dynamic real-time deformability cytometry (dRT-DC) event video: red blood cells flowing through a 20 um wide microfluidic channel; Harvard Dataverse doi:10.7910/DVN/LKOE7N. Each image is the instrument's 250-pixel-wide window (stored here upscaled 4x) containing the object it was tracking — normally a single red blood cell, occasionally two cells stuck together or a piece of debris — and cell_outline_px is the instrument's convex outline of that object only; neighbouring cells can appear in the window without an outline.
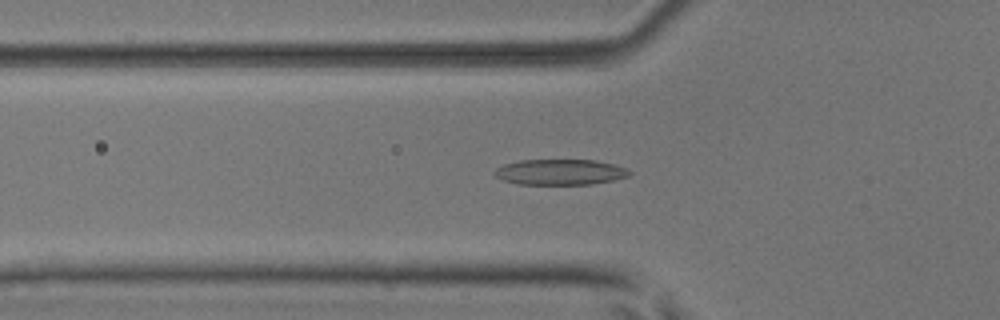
{"species": "common noctule bat (a hibernating species)", "species_latin": "Nyctalus noctula", "temperature_condition": "room temperature", "stored_images_in_passage": 50, "camera_frame_rate_fps": 3000, "um_per_image_px": 0.085, "animal": {"sex": "male", "body_mass_g": 17.9, "forearm_length_mm": 54.2}, "frame": {"image": 1, "passage_image": 17, "time_ms": 5.333, "image_size_px": [1000, 320], "cell_outline_px": [[632, 172], [628, 176], [612, 180], [592, 184], [520, 184], [504, 180], [496, 176], [492, 172], [496, 168], [504, 164], [520, 160], [596, 160], [628, 168]], "centroid_in_image_um": [47.61, 14.62], "position_along_channel_um": 78.2, "area_um2": 20.06}}
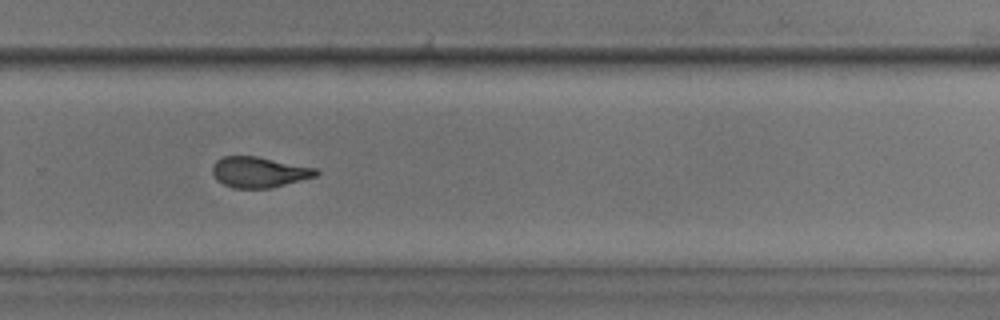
{"frame": {"image": 2, "passage_image": 34, "time_ms": 11.0, "image_size_px": [1000, 320], "cell_outline_px": [[320, 172], [316, 176], [272, 188], [232, 188], [216, 180], [212, 172], [212, 164], [216, 160], [224, 156], [256, 156], [316, 168]], "centroid_in_image_um": [21.99, 14.63], "position_along_channel_um": 307.8, "area_um2": 18.55}}
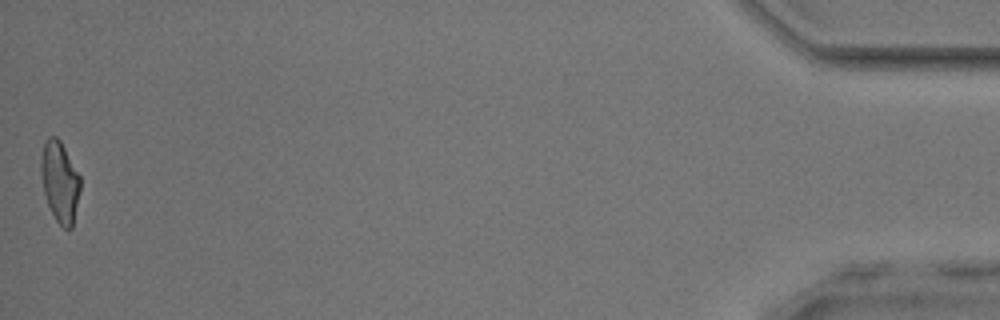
{"frame": {"image": 3, "passage_image": 50, "time_ms": 16.333, "image_size_px": [1000, 320], "cell_outline_px": [[80, 192], [72, 228], [68, 232], [56, 220], [48, 204], [44, 192], [40, 172], [40, 160], [44, 140], [48, 136], [56, 136], [60, 140], [80, 176]], "centroid_in_image_um": [5.08, 15.44], "position_along_channel_um": 430.1, "area_um2": 18.61}, "authors_computed_cell_mechanics": {"area_um2": 19.2763, "velocity_mm_per_s": 4.0611, "shape_relaxation_time_tau1_ms": 3.9559, "shape_relaxation_time_tau2_ms": 2.3317, "deformation_change_tau1": 0.17, "deformation_change_tau2": 0.1188}}